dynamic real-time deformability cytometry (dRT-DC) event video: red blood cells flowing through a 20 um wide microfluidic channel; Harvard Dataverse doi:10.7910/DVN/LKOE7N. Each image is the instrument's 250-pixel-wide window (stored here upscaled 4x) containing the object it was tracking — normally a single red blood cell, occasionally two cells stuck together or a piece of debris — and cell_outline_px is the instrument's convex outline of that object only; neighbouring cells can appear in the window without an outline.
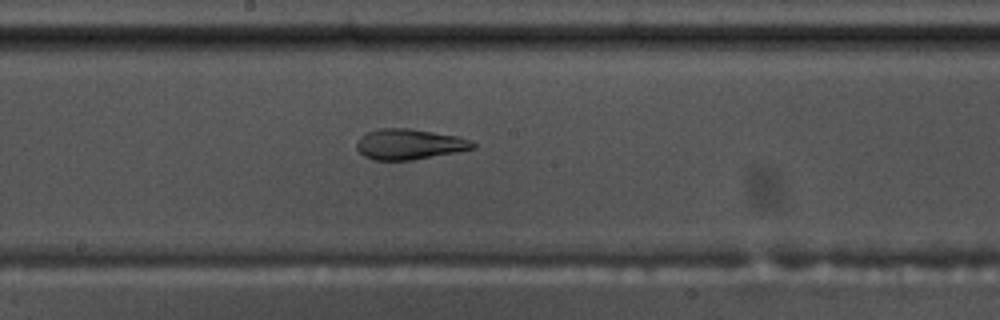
{"species": "common noctule bat (a hibernating species)", "species_latin": "Nyctalus noctula", "temperature_condition": "warm", "stored_images_in_passage": 50, "camera_frame_rate_fps": 3000, "um_per_image_px": 0.085, "animal": {"sex": "male", "body_mass_g": 17.5, "forearm_length_mm": 52.3}, "frame": {"image": 1, "passage_image": 31, "time_ms": 10.0, "image_size_px": [1000, 320], "cell_outline_px": [[476, 148], [456, 152], [412, 160], [372, 160], [364, 156], [356, 148], [356, 140], [360, 136], [376, 128], [408, 128], [456, 136], [472, 140], [476, 144]], "centroid_in_image_um": [34.76, 12.26], "position_along_channel_um": 213.4, "area_um2": 20.75}}
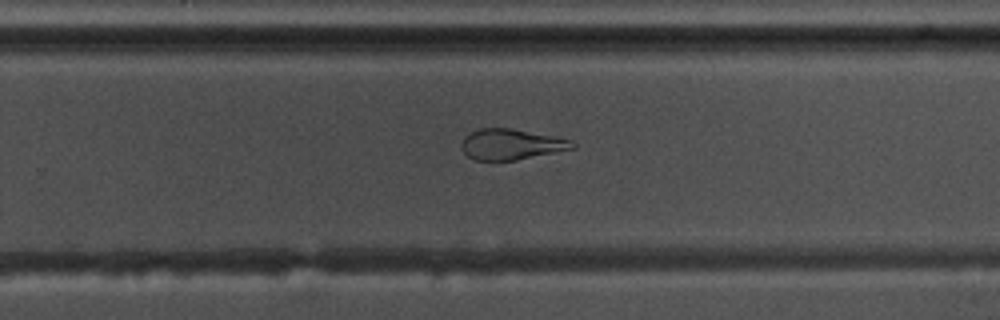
{"frame": {"image": 2, "passage_image": 37, "time_ms": 12.0, "image_size_px": [1000, 320], "cell_outline_px": [[576, 148], [516, 160], [476, 160], [468, 156], [460, 148], [460, 144], [464, 136], [480, 128], [508, 128], [556, 136], [572, 140], [576, 144]], "centroid_in_image_um": [43.46, 12.27], "position_along_channel_um": 286.3, "area_um2": 19.88}}
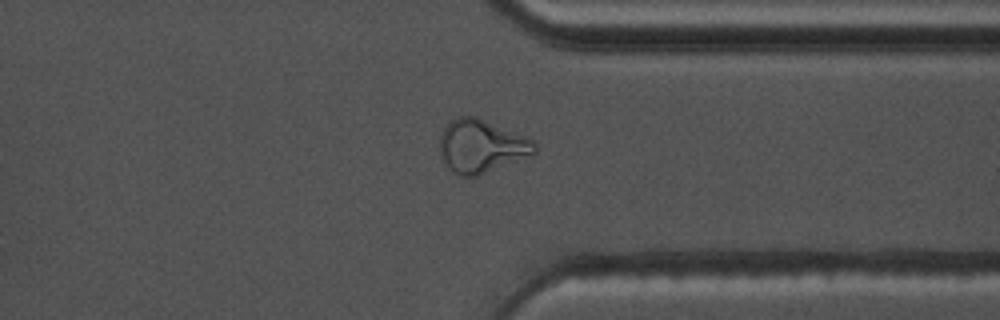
{"frame": {"image": 3, "passage_image": 44, "time_ms": 14.333, "image_size_px": [1000, 320], "cell_outline_px": [[536, 152], [532, 156], [476, 176], [464, 176], [452, 172], [444, 160], [440, 152], [440, 136], [444, 128], [452, 120], [460, 116], [476, 116], [524, 136], [532, 140], [536, 144]], "centroid_in_image_um": [40.93, 12.43], "position_along_channel_um": 370.5, "area_um2": 29.07}}